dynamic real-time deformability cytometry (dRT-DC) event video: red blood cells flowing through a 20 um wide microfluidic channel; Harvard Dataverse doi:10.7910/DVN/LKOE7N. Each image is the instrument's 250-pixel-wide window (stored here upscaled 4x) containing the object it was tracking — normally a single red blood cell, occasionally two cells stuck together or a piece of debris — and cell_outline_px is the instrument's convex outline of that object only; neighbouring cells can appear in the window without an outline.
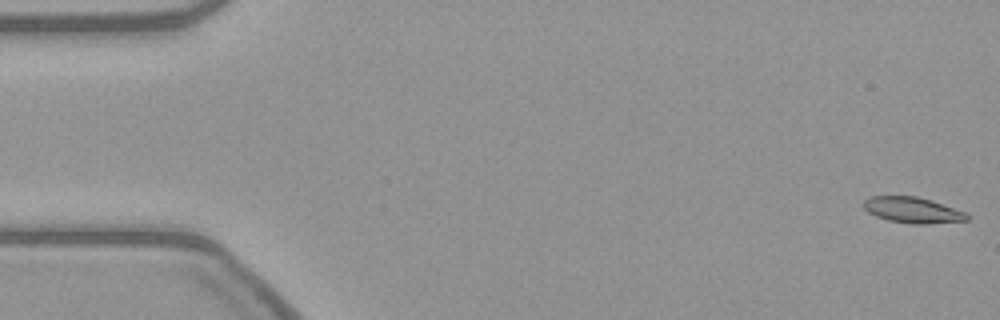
{"species": "common noctule bat (a hibernating species)", "species_latin": "Nyctalus noctula", "temperature_condition": "warm", "stored_images_in_passage": 55, "camera_frame_rate_fps": 3000, "um_per_image_px": 0.085, "animal": {"sex": "female", "body_mass_g": 21.9}, "frame": {"image": 1, "passage_image": 1, "time_ms": 0.0, "image_size_px": [1000, 320], "cell_outline_px": [[972, 216], [968, 220], [924, 224], [912, 224], [888, 220], [876, 216], [868, 212], [864, 208], [864, 200], [868, 196], [916, 196], [964, 212]], "centroid_in_image_um": [77.53, 17.86], "position_along_channel_um": 7.5, "area_um2": 15.32}}
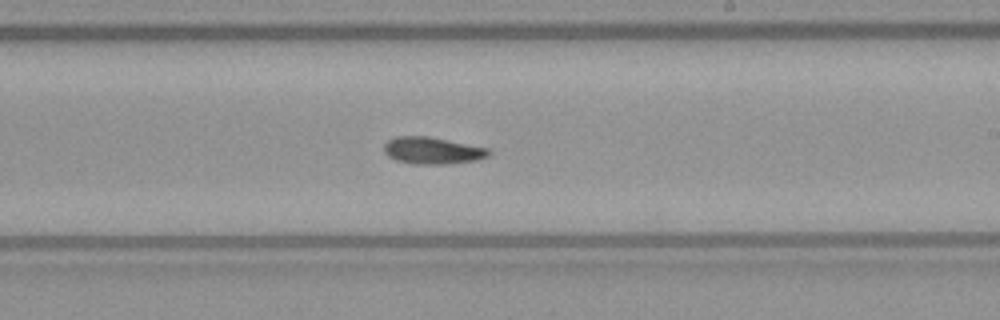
{"frame": {"image": 2, "passage_image": 32, "time_ms": 10.333, "image_size_px": [1000, 320], "cell_outline_px": [[492, 152], [488, 156], [476, 160], [448, 164], [412, 164], [396, 160], [388, 156], [384, 152], [384, 144], [388, 140], [396, 136], [428, 136], [488, 148]], "centroid_in_image_um": [36.74, 12.8], "position_along_channel_um": 252.3, "area_um2": 16.47}}
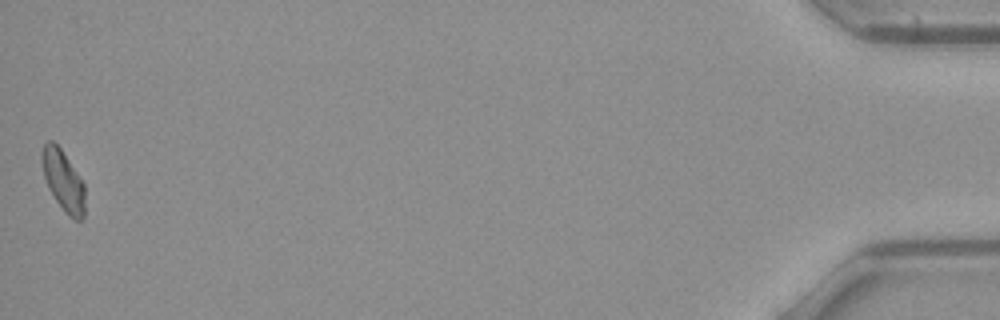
{"frame": {"image": 3, "passage_image": 55, "time_ms": 18.0, "image_size_px": [1000, 320], "cell_outline_px": [[84, 216], [80, 220], [76, 220], [68, 216], [64, 212], [48, 188], [44, 176], [40, 160], [40, 152], [44, 144], [48, 140], [52, 140], [60, 148], [84, 184]], "centroid_in_image_um": [5.34, 15.35], "position_along_channel_um": 429.9, "area_um2": 15.14}}